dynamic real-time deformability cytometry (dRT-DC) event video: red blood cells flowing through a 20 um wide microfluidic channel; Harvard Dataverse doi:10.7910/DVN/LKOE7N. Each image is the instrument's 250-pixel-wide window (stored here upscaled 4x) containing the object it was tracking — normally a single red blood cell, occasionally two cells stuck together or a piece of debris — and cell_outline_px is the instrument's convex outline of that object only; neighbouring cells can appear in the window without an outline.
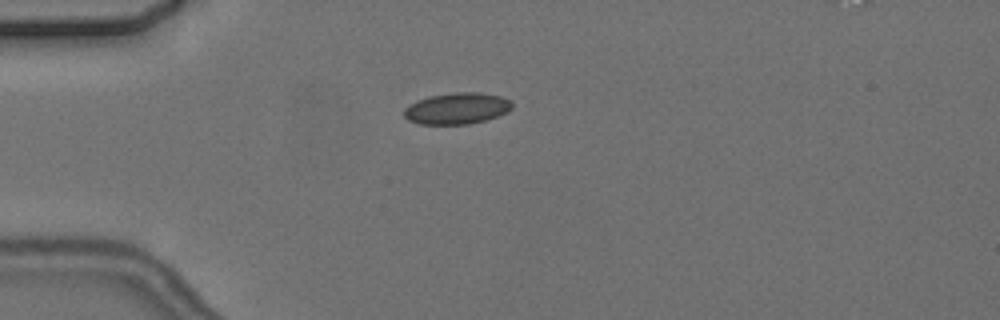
{"species": "common noctule bat (a hibernating species)", "species_latin": "Nyctalus noctula", "temperature_condition": "cold", "stored_images_in_passage": 4, "camera_frame_rate_fps": 3000, "um_per_image_px": 0.085, "animal": {"sex": "female", "body_mass_g": 24.6, "forearm_length_mm": 56.2}, "frame": {"image": 1, "passage_image": 2, "time_ms": 1.333, "image_size_px": [1000, 320], "cell_outline_px": [[512, 108], [508, 112], [484, 120], [468, 124], [420, 124], [408, 120], [404, 116], [404, 108], [408, 104], [416, 100], [428, 96], [456, 92], [480, 92], [500, 96], [512, 100]], "centroid_in_image_um": [38.82, 9.2], "position_along_channel_um": 46.2, "area_um2": 19.88}}
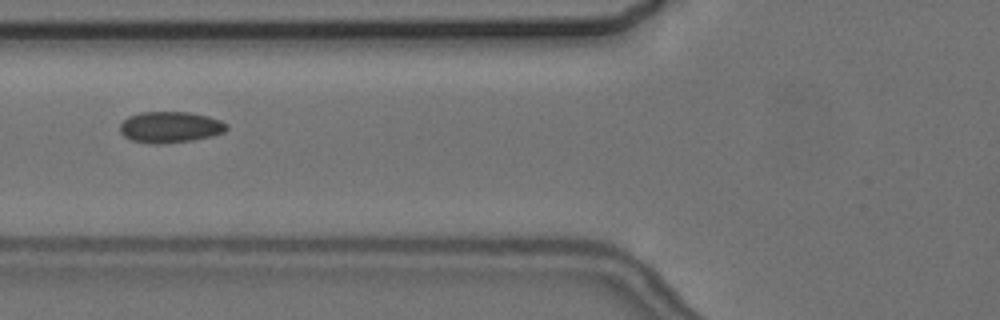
{"frame": {"image": 2, "passage_image": 4, "time_ms": 3.667, "image_size_px": [1000, 320], "cell_outline_px": [[228, 128], [224, 132], [212, 136], [192, 140], [160, 144], [152, 144], [132, 140], [124, 136], [120, 132], [120, 124], [128, 116], [140, 112], [188, 112], [208, 116], [220, 120], [228, 124]], "centroid_in_image_um": [14.47, 10.8], "position_along_channel_um": 111.3, "area_um2": 19.42}}